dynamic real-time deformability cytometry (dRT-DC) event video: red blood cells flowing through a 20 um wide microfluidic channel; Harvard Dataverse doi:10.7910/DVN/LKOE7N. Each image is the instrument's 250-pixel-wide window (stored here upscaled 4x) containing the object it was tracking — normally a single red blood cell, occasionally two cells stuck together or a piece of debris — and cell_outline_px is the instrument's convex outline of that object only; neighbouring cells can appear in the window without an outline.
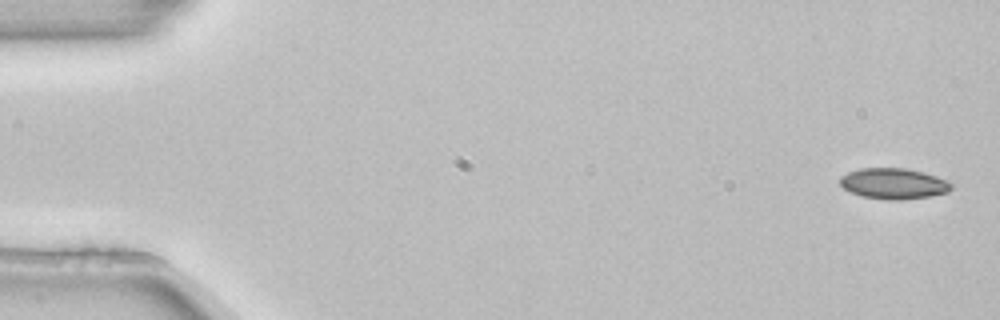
{"species": "common noctule bat (a hibernating species)", "species_latin": "Nyctalus noctula", "temperature_condition": "room temperature", "stored_images_in_passage": 4, "camera_frame_rate_fps": 3000, "um_per_image_px": 0.085, "animal": {"sex": "female", "body_mass_g": 22.7, "forearm_length_mm": 54.2}, "frame": {"image": 1, "passage_image": 1, "time_ms": 0.0, "image_size_px": [1000, 320], "cell_outline_px": [[952, 188], [948, 192], [932, 196], [900, 200], [888, 200], [864, 196], [852, 192], [844, 188], [840, 184], [840, 176], [848, 172], [860, 168], [904, 168], [936, 176], [952, 184]], "centroid_in_image_um": [75.95, 15.61], "position_along_channel_um": 9.1, "area_um2": 19.77}}
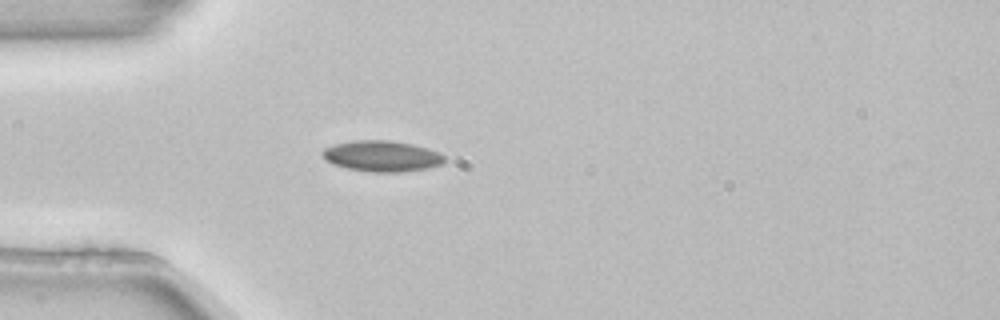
{"frame": {"image": 2, "passage_image": 4, "time_ms": 1.0, "image_size_px": [1000, 320], "cell_outline_px": [[444, 164], [424, 168], [400, 172], [372, 172], [348, 168], [332, 164], [320, 152], [324, 148], [336, 144], [352, 140], [392, 140], [412, 144], [428, 148], [444, 156]], "centroid_in_image_um": [32.45, 13.26], "position_along_channel_um": 52.6, "area_um2": 21.79}}